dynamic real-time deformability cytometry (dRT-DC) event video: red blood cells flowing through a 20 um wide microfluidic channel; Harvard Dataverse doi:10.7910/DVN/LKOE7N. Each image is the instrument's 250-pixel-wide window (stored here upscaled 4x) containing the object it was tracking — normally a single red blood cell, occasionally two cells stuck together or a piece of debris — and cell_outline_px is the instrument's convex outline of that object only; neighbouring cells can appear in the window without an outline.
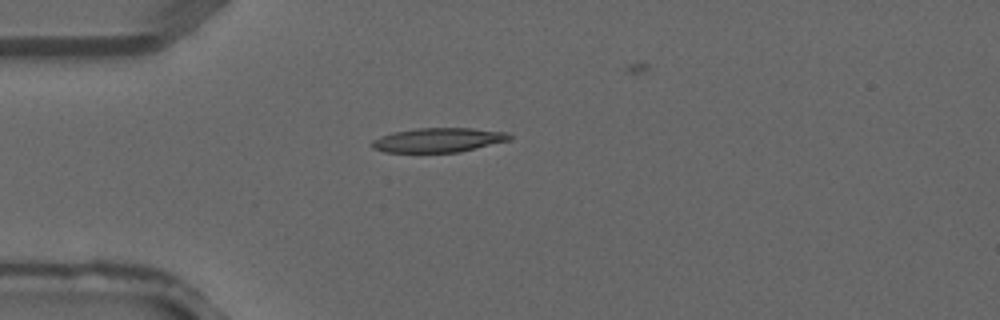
{"species": "common noctule bat (a hibernating species)", "species_latin": "Nyctalus noctula", "temperature_condition": "warm", "stored_images_in_passage": 1, "camera_frame_rate_fps": 3000, "um_per_image_px": 0.085, "animal": {"sex": "male", "forearm_length_mm": 52.5}, "frame": {"image": 1, "passage_image": 1, "time_ms": 0.0, "image_size_px": [1000, 320], "cell_outline_px": [[512, 140], [460, 152], [384, 152], [372, 148], [368, 144], [372, 140], [380, 136], [392, 132], [416, 128], [472, 128], [508, 132], [512, 136]], "centroid_in_image_um": [37.26, 11.9], "position_along_channel_um": 47.7, "area_um2": 19.83}}